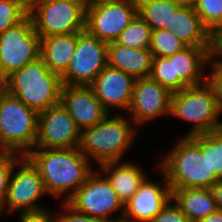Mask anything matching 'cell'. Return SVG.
<instances>
[{
    "label": "cell",
    "instance_id": "25",
    "mask_svg": "<svg viewBox=\"0 0 222 222\" xmlns=\"http://www.w3.org/2000/svg\"><path fill=\"white\" fill-rule=\"evenodd\" d=\"M151 33L150 25L137 14L115 42L130 48H149Z\"/></svg>",
    "mask_w": 222,
    "mask_h": 222
},
{
    "label": "cell",
    "instance_id": "34",
    "mask_svg": "<svg viewBox=\"0 0 222 222\" xmlns=\"http://www.w3.org/2000/svg\"><path fill=\"white\" fill-rule=\"evenodd\" d=\"M62 205V207H64V209H66L67 211L65 210L64 214L61 215L57 214L56 222H104L89 215H85L75 211L66 202H63Z\"/></svg>",
    "mask_w": 222,
    "mask_h": 222
},
{
    "label": "cell",
    "instance_id": "36",
    "mask_svg": "<svg viewBox=\"0 0 222 222\" xmlns=\"http://www.w3.org/2000/svg\"><path fill=\"white\" fill-rule=\"evenodd\" d=\"M209 43L212 53H222V18L209 31Z\"/></svg>",
    "mask_w": 222,
    "mask_h": 222
},
{
    "label": "cell",
    "instance_id": "31",
    "mask_svg": "<svg viewBox=\"0 0 222 222\" xmlns=\"http://www.w3.org/2000/svg\"><path fill=\"white\" fill-rule=\"evenodd\" d=\"M19 158H18V156ZM22 156L11 152H0V205L3 207L7 193L8 182L14 166L20 164Z\"/></svg>",
    "mask_w": 222,
    "mask_h": 222
},
{
    "label": "cell",
    "instance_id": "15",
    "mask_svg": "<svg viewBox=\"0 0 222 222\" xmlns=\"http://www.w3.org/2000/svg\"><path fill=\"white\" fill-rule=\"evenodd\" d=\"M163 186L159 182L148 181L141 183L139 189L124 204V213L121 222H149L170 201L171 188L164 174Z\"/></svg>",
    "mask_w": 222,
    "mask_h": 222
},
{
    "label": "cell",
    "instance_id": "2",
    "mask_svg": "<svg viewBox=\"0 0 222 222\" xmlns=\"http://www.w3.org/2000/svg\"><path fill=\"white\" fill-rule=\"evenodd\" d=\"M26 157L38 169L48 194L57 197L69 191L64 202L77 191L94 170L79 147L34 148Z\"/></svg>",
    "mask_w": 222,
    "mask_h": 222
},
{
    "label": "cell",
    "instance_id": "29",
    "mask_svg": "<svg viewBox=\"0 0 222 222\" xmlns=\"http://www.w3.org/2000/svg\"><path fill=\"white\" fill-rule=\"evenodd\" d=\"M208 163L210 170L222 179V128L208 133Z\"/></svg>",
    "mask_w": 222,
    "mask_h": 222
},
{
    "label": "cell",
    "instance_id": "26",
    "mask_svg": "<svg viewBox=\"0 0 222 222\" xmlns=\"http://www.w3.org/2000/svg\"><path fill=\"white\" fill-rule=\"evenodd\" d=\"M186 47L187 45L171 31L152 30L149 50L153 57H169Z\"/></svg>",
    "mask_w": 222,
    "mask_h": 222
},
{
    "label": "cell",
    "instance_id": "42",
    "mask_svg": "<svg viewBox=\"0 0 222 222\" xmlns=\"http://www.w3.org/2000/svg\"><path fill=\"white\" fill-rule=\"evenodd\" d=\"M44 1H68V2H76V3H85V0H44Z\"/></svg>",
    "mask_w": 222,
    "mask_h": 222
},
{
    "label": "cell",
    "instance_id": "38",
    "mask_svg": "<svg viewBox=\"0 0 222 222\" xmlns=\"http://www.w3.org/2000/svg\"><path fill=\"white\" fill-rule=\"evenodd\" d=\"M124 0H85V7H99L102 5H109L114 3H119Z\"/></svg>",
    "mask_w": 222,
    "mask_h": 222
},
{
    "label": "cell",
    "instance_id": "20",
    "mask_svg": "<svg viewBox=\"0 0 222 222\" xmlns=\"http://www.w3.org/2000/svg\"><path fill=\"white\" fill-rule=\"evenodd\" d=\"M77 43V32L41 37L40 58L53 73L62 76L70 63Z\"/></svg>",
    "mask_w": 222,
    "mask_h": 222
},
{
    "label": "cell",
    "instance_id": "10",
    "mask_svg": "<svg viewBox=\"0 0 222 222\" xmlns=\"http://www.w3.org/2000/svg\"><path fill=\"white\" fill-rule=\"evenodd\" d=\"M107 45L86 29L77 32L76 49L66 72L61 76L62 84L89 86L108 65Z\"/></svg>",
    "mask_w": 222,
    "mask_h": 222
},
{
    "label": "cell",
    "instance_id": "37",
    "mask_svg": "<svg viewBox=\"0 0 222 222\" xmlns=\"http://www.w3.org/2000/svg\"><path fill=\"white\" fill-rule=\"evenodd\" d=\"M215 203L218 210L222 211V179H219L212 187H211Z\"/></svg>",
    "mask_w": 222,
    "mask_h": 222
},
{
    "label": "cell",
    "instance_id": "39",
    "mask_svg": "<svg viewBox=\"0 0 222 222\" xmlns=\"http://www.w3.org/2000/svg\"><path fill=\"white\" fill-rule=\"evenodd\" d=\"M197 222H222V211L217 209L215 212L209 214L206 218H203Z\"/></svg>",
    "mask_w": 222,
    "mask_h": 222
},
{
    "label": "cell",
    "instance_id": "14",
    "mask_svg": "<svg viewBox=\"0 0 222 222\" xmlns=\"http://www.w3.org/2000/svg\"><path fill=\"white\" fill-rule=\"evenodd\" d=\"M172 93L151 77L136 79L128 112L135 124L170 114Z\"/></svg>",
    "mask_w": 222,
    "mask_h": 222
},
{
    "label": "cell",
    "instance_id": "19",
    "mask_svg": "<svg viewBox=\"0 0 222 222\" xmlns=\"http://www.w3.org/2000/svg\"><path fill=\"white\" fill-rule=\"evenodd\" d=\"M108 66L121 70L135 79L150 77L153 55L149 48H130L117 44L107 45Z\"/></svg>",
    "mask_w": 222,
    "mask_h": 222
},
{
    "label": "cell",
    "instance_id": "27",
    "mask_svg": "<svg viewBox=\"0 0 222 222\" xmlns=\"http://www.w3.org/2000/svg\"><path fill=\"white\" fill-rule=\"evenodd\" d=\"M28 11L17 0H0V34L17 25Z\"/></svg>",
    "mask_w": 222,
    "mask_h": 222
},
{
    "label": "cell",
    "instance_id": "22",
    "mask_svg": "<svg viewBox=\"0 0 222 222\" xmlns=\"http://www.w3.org/2000/svg\"><path fill=\"white\" fill-rule=\"evenodd\" d=\"M171 201H175L190 222H197L217 210L211 189H171Z\"/></svg>",
    "mask_w": 222,
    "mask_h": 222
},
{
    "label": "cell",
    "instance_id": "11",
    "mask_svg": "<svg viewBox=\"0 0 222 222\" xmlns=\"http://www.w3.org/2000/svg\"><path fill=\"white\" fill-rule=\"evenodd\" d=\"M80 140L81 130L61 103L38 114V135L34 148H78Z\"/></svg>",
    "mask_w": 222,
    "mask_h": 222
},
{
    "label": "cell",
    "instance_id": "8",
    "mask_svg": "<svg viewBox=\"0 0 222 222\" xmlns=\"http://www.w3.org/2000/svg\"><path fill=\"white\" fill-rule=\"evenodd\" d=\"M100 176L93 171L66 203L75 211L104 222H121V219L109 217L118 211L123 215L124 204L107 177Z\"/></svg>",
    "mask_w": 222,
    "mask_h": 222
},
{
    "label": "cell",
    "instance_id": "40",
    "mask_svg": "<svg viewBox=\"0 0 222 222\" xmlns=\"http://www.w3.org/2000/svg\"><path fill=\"white\" fill-rule=\"evenodd\" d=\"M42 1L44 0H21V4L27 11H30L34 6Z\"/></svg>",
    "mask_w": 222,
    "mask_h": 222
},
{
    "label": "cell",
    "instance_id": "7",
    "mask_svg": "<svg viewBox=\"0 0 222 222\" xmlns=\"http://www.w3.org/2000/svg\"><path fill=\"white\" fill-rule=\"evenodd\" d=\"M41 37L31 17L0 34V83L13 72L40 58Z\"/></svg>",
    "mask_w": 222,
    "mask_h": 222
},
{
    "label": "cell",
    "instance_id": "30",
    "mask_svg": "<svg viewBox=\"0 0 222 222\" xmlns=\"http://www.w3.org/2000/svg\"><path fill=\"white\" fill-rule=\"evenodd\" d=\"M150 77L173 93L172 61L167 57H153Z\"/></svg>",
    "mask_w": 222,
    "mask_h": 222
},
{
    "label": "cell",
    "instance_id": "4",
    "mask_svg": "<svg viewBox=\"0 0 222 222\" xmlns=\"http://www.w3.org/2000/svg\"><path fill=\"white\" fill-rule=\"evenodd\" d=\"M38 114L0 87V152L26 156L34 149Z\"/></svg>",
    "mask_w": 222,
    "mask_h": 222
},
{
    "label": "cell",
    "instance_id": "16",
    "mask_svg": "<svg viewBox=\"0 0 222 222\" xmlns=\"http://www.w3.org/2000/svg\"><path fill=\"white\" fill-rule=\"evenodd\" d=\"M60 103L81 131L96 125L109 114L90 86L63 85Z\"/></svg>",
    "mask_w": 222,
    "mask_h": 222
},
{
    "label": "cell",
    "instance_id": "5",
    "mask_svg": "<svg viewBox=\"0 0 222 222\" xmlns=\"http://www.w3.org/2000/svg\"><path fill=\"white\" fill-rule=\"evenodd\" d=\"M135 132L127 118H109L108 114L96 125L81 131L79 149L88 160L92 158L98 165L111 161L121 162L132 144Z\"/></svg>",
    "mask_w": 222,
    "mask_h": 222
},
{
    "label": "cell",
    "instance_id": "23",
    "mask_svg": "<svg viewBox=\"0 0 222 222\" xmlns=\"http://www.w3.org/2000/svg\"><path fill=\"white\" fill-rule=\"evenodd\" d=\"M187 46L210 47L209 30L192 5H181L175 12V27L171 30Z\"/></svg>",
    "mask_w": 222,
    "mask_h": 222
},
{
    "label": "cell",
    "instance_id": "24",
    "mask_svg": "<svg viewBox=\"0 0 222 222\" xmlns=\"http://www.w3.org/2000/svg\"><path fill=\"white\" fill-rule=\"evenodd\" d=\"M137 14L150 25L152 30L175 27V12L181 4L171 0H136Z\"/></svg>",
    "mask_w": 222,
    "mask_h": 222
},
{
    "label": "cell",
    "instance_id": "18",
    "mask_svg": "<svg viewBox=\"0 0 222 222\" xmlns=\"http://www.w3.org/2000/svg\"><path fill=\"white\" fill-rule=\"evenodd\" d=\"M211 54L210 47L187 46L183 50L167 57L172 61L173 93L188 86L201 85L203 76V79L207 80V75H203L202 71L209 64Z\"/></svg>",
    "mask_w": 222,
    "mask_h": 222
},
{
    "label": "cell",
    "instance_id": "9",
    "mask_svg": "<svg viewBox=\"0 0 222 222\" xmlns=\"http://www.w3.org/2000/svg\"><path fill=\"white\" fill-rule=\"evenodd\" d=\"M28 15L40 37L82 32L86 29L85 3L42 1Z\"/></svg>",
    "mask_w": 222,
    "mask_h": 222
},
{
    "label": "cell",
    "instance_id": "1",
    "mask_svg": "<svg viewBox=\"0 0 222 222\" xmlns=\"http://www.w3.org/2000/svg\"><path fill=\"white\" fill-rule=\"evenodd\" d=\"M161 162L171 189H211L219 180L208 163V133L184 136Z\"/></svg>",
    "mask_w": 222,
    "mask_h": 222
},
{
    "label": "cell",
    "instance_id": "6",
    "mask_svg": "<svg viewBox=\"0 0 222 222\" xmlns=\"http://www.w3.org/2000/svg\"><path fill=\"white\" fill-rule=\"evenodd\" d=\"M221 112L217 95L207 80L171 95L170 114L195 124L185 136L203 135L221 129L222 121H218Z\"/></svg>",
    "mask_w": 222,
    "mask_h": 222
},
{
    "label": "cell",
    "instance_id": "17",
    "mask_svg": "<svg viewBox=\"0 0 222 222\" xmlns=\"http://www.w3.org/2000/svg\"><path fill=\"white\" fill-rule=\"evenodd\" d=\"M135 81L131 75L107 65L89 86L108 112L111 106L128 111Z\"/></svg>",
    "mask_w": 222,
    "mask_h": 222
},
{
    "label": "cell",
    "instance_id": "28",
    "mask_svg": "<svg viewBox=\"0 0 222 222\" xmlns=\"http://www.w3.org/2000/svg\"><path fill=\"white\" fill-rule=\"evenodd\" d=\"M192 6L209 31L222 18V0H194Z\"/></svg>",
    "mask_w": 222,
    "mask_h": 222
},
{
    "label": "cell",
    "instance_id": "41",
    "mask_svg": "<svg viewBox=\"0 0 222 222\" xmlns=\"http://www.w3.org/2000/svg\"><path fill=\"white\" fill-rule=\"evenodd\" d=\"M173 2L179 3L181 5H192L194 0H171Z\"/></svg>",
    "mask_w": 222,
    "mask_h": 222
},
{
    "label": "cell",
    "instance_id": "43",
    "mask_svg": "<svg viewBox=\"0 0 222 222\" xmlns=\"http://www.w3.org/2000/svg\"><path fill=\"white\" fill-rule=\"evenodd\" d=\"M4 212L2 206L0 205V215L1 213Z\"/></svg>",
    "mask_w": 222,
    "mask_h": 222
},
{
    "label": "cell",
    "instance_id": "12",
    "mask_svg": "<svg viewBox=\"0 0 222 222\" xmlns=\"http://www.w3.org/2000/svg\"><path fill=\"white\" fill-rule=\"evenodd\" d=\"M20 163L22 166L18 167L17 172H13L15 166L12 169L2 208L6 206L10 212L20 209V212L41 210L35 202L48 194L43 179L26 156L20 158Z\"/></svg>",
    "mask_w": 222,
    "mask_h": 222
},
{
    "label": "cell",
    "instance_id": "21",
    "mask_svg": "<svg viewBox=\"0 0 222 222\" xmlns=\"http://www.w3.org/2000/svg\"><path fill=\"white\" fill-rule=\"evenodd\" d=\"M119 162L111 161L100 164L99 169L107 176L119 199L125 204L139 189L146 176L140 167L132 162L123 164H119Z\"/></svg>",
    "mask_w": 222,
    "mask_h": 222
},
{
    "label": "cell",
    "instance_id": "32",
    "mask_svg": "<svg viewBox=\"0 0 222 222\" xmlns=\"http://www.w3.org/2000/svg\"><path fill=\"white\" fill-rule=\"evenodd\" d=\"M216 55L220 57L222 53L211 54L208 63H210L211 61L213 62V64L212 62L210 63L212 65L210 67L213 71L211 72V75L207 76V82L213 87L222 111V61H213L214 59H216Z\"/></svg>",
    "mask_w": 222,
    "mask_h": 222
},
{
    "label": "cell",
    "instance_id": "13",
    "mask_svg": "<svg viewBox=\"0 0 222 222\" xmlns=\"http://www.w3.org/2000/svg\"><path fill=\"white\" fill-rule=\"evenodd\" d=\"M136 15V0L86 8V30L107 44L115 42Z\"/></svg>",
    "mask_w": 222,
    "mask_h": 222
},
{
    "label": "cell",
    "instance_id": "3",
    "mask_svg": "<svg viewBox=\"0 0 222 222\" xmlns=\"http://www.w3.org/2000/svg\"><path fill=\"white\" fill-rule=\"evenodd\" d=\"M62 79L39 58L13 72L1 87L38 113L60 103Z\"/></svg>",
    "mask_w": 222,
    "mask_h": 222
},
{
    "label": "cell",
    "instance_id": "35",
    "mask_svg": "<svg viewBox=\"0 0 222 222\" xmlns=\"http://www.w3.org/2000/svg\"><path fill=\"white\" fill-rule=\"evenodd\" d=\"M21 222H56V217L47 210L25 211L21 213Z\"/></svg>",
    "mask_w": 222,
    "mask_h": 222
},
{
    "label": "cell",
    "instance_id": "33",
    "mask_svg": "<svg viewBox=\"0 0 222 222\" xmlns=\"http://www.w3.org/2000/svg\"><path fill=\"white\" fill-rule=\"evenodd\" d=\"M149 222H190L188 217L171 201Z\"/></svg>",
    "mask_w": 222,
    "mask_h": 222
}]
</instances>
